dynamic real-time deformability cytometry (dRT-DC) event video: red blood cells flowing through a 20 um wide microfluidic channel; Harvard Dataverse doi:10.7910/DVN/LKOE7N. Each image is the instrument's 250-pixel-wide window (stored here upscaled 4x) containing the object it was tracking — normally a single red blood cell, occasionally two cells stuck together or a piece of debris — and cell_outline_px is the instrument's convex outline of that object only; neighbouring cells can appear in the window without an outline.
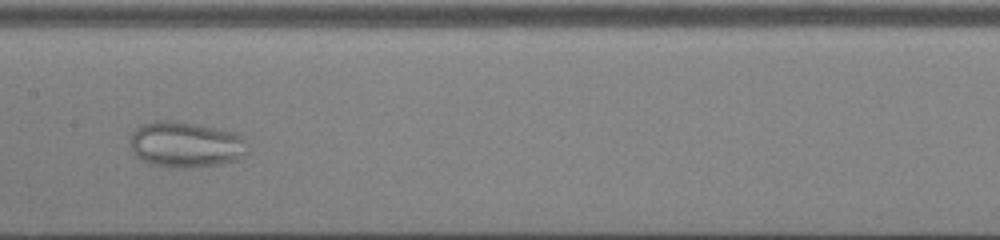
{"species": "common noctule bat (a hibernating species)", "species_latin": "Nyctalus noctula", "temperature_condition": "cold", "stored_images_in_passage": 33, "camera_frame_rate_fps": 3000, "um_per_image_px": 0.085, "animal": {"sex": "male", "body_mass_g": 13.0, "forearm_length_mm": 53.1}, "frame": {"image": 1, "passage_image": 15, "time_ms": 4.667, "image_size_px": [1000, 240], "cell_outline_px": [[248, 152], [244, 156], [236, 160], [224, 164], [192, 168], [172, 168], [152, 164], [140, 160], [136, 156], [132, 148], [132, 132], [140, 124], [156, 120], [176, 120], [236, 132], [248, 140]], "centroid_in_image_um": [15.84, 12.29], "position_along_channel_um": 191.6, "area_um2": 32.02}}